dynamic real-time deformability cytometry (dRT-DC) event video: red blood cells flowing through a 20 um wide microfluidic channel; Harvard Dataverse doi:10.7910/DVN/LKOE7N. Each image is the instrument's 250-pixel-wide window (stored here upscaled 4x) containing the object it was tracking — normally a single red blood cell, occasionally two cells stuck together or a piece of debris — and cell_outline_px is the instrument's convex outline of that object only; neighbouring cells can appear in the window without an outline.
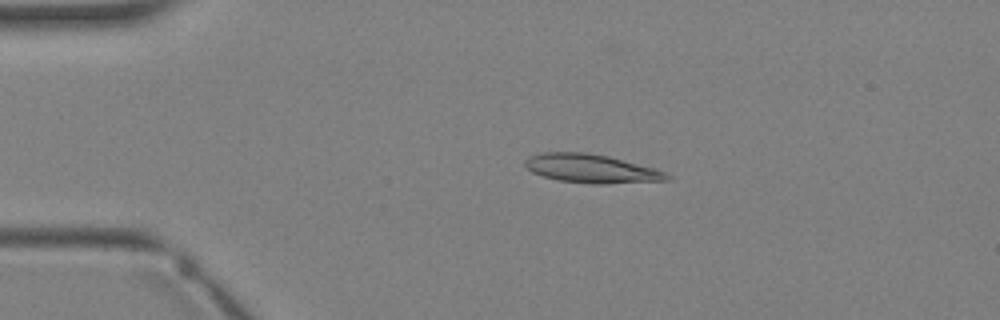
{"species": "Egyptian fruit bat (a non-hibernating species)", "species_latin": "Rousettus aegyptiacus", "temperature_condition": "warm", "stored_images_in_passage": 3, "camera_frame_rate_fps": 3000, "um_per_image_px": 0.085, "animal": {"sex": "female"}, "frame": {"image": 1, "passage_image": 2, "time_ms": 2.0, "image_size_px": [1000, 320], "cell_outline_px": [[672, 180], [604, 184], [592, 184], [560, 180], [544, 176], [532, 172], [524, 164], [524, 160], [528, 156], [540, 152], [584, 152], [608, 156], [656, 168], [672, 176]], "centroid_in_image_um": [50.28, 14.33], "position_along_channel_um": 34.7, "area_um2": 23.81}}